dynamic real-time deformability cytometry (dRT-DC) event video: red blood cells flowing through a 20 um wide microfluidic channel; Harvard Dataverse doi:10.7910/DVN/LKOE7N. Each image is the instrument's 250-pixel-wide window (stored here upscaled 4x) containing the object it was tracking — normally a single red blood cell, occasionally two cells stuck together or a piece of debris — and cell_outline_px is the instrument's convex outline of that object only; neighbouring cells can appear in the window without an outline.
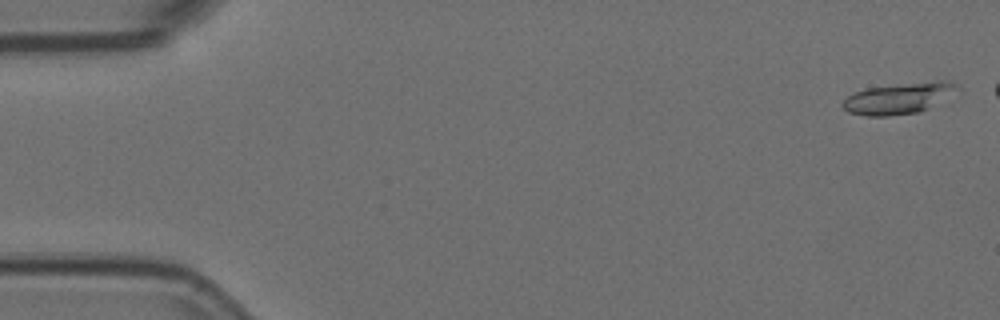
{"species": "Egyptian fruit bat (a non-hibernating species)", "species_latin": "Rousettus aegyptiacus", "temperature_condition": "room temperature", "stored_images_in_passage": 5, "camera_frame_rate_fps": 3000, "um_per_image_px": 0.085, "animal": {"sex": "female"}, "frame": {"image": 1, "passage_image": 1, "time_ms": 0.0, "image_size_px": [1000, 320], "cell_outline_px": [[960, 88], [928, 108], [916, 112], [888, 116], [868, 116], [848, 112], [840, 104], [852, 92], [868, 88], [936, 80], [952, 80]], "centroid_in_image_um": [76.36, 8.34], "position_along_channel_um": 8.6, "area_um2": 20.46}}
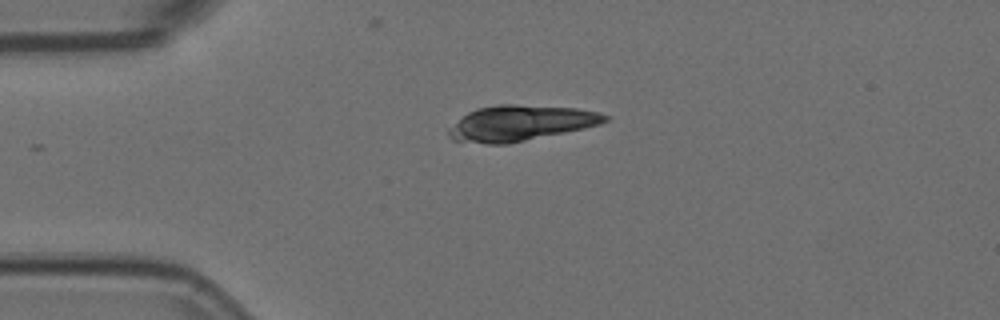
{"frame": {"image": 2, "passage_image": 5, "time_ms": 1.333, "image_size_px": [1000, 320], "cell_outline_px": [[608, 120], [600, 124], [584, 128], [508, 144], [488, 144], [452, 140], [448, 136], [448, 128], [468, 112], [476, 108], [496, 104], [516, 104], [576, 108], [596, 112], [608, 116]], "centroid_in_image_um": [44.19, 10.46], "position_along_channel_um": 40.8, "area_um2": 32.25}}